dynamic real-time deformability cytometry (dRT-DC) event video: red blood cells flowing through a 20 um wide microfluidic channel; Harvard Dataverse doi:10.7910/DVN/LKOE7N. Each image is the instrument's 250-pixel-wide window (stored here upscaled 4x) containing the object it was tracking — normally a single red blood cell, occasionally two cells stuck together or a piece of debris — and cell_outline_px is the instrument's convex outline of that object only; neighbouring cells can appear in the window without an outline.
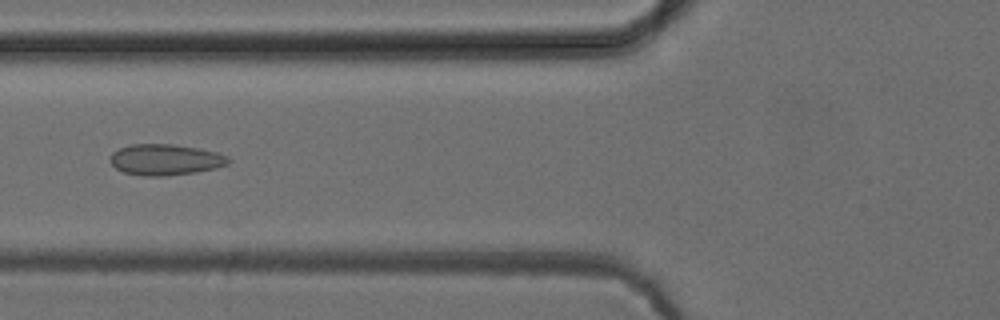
{"species": "common noctule bat (a hibernating species)", "species_latin": "Nyctalus noctula", "temperature_condition": "cold", "stored_images_in_passage": 28, "camera_frame_rate_fps": 3000, "um_per_image_px": 0.085, "animal": {"sex": "female", "body_mass_g": 24.6, "forearm_length_mm": 56.2}, "frame": {"image": 1, "passage_image": 20, "time_ms": 6.333, "image_size_px": [1000, 320], "cell_outline_px": [[232, 160], [228, 164], [216, 168], [196, 172], [164, 176], [144, 176], [124, 172], [116, 168], [108, 160], [112, 152], [128, 144], [172, 144], [196, 148], [216, 152], [228, 156]], "centroid_in_image_um": [14.04, 13.57], "position_along_channel_um": 111.8, "area_um2": 21.44}}
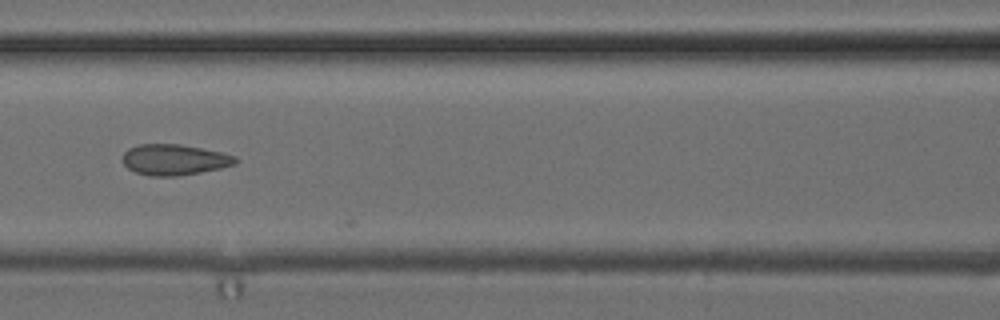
{"frame": {"image": 2, "passage_image": 23, "time_ms": 7.333, "image_size_px": [1000, 320], "cell_outline_px": [[240, 160], [236, 164], [220, 168], [200, 172], [176, 176], [148, 176], [136, 172], [128, 168], [124, 164], [124, 152], [128, 148], [140, 144], [180, 144], [220, 152], [236, 156]], "centroid_in_image_um": [14.83, 13.57], "position_along_channel_um": 151.8, "area_um2": 20.17}}
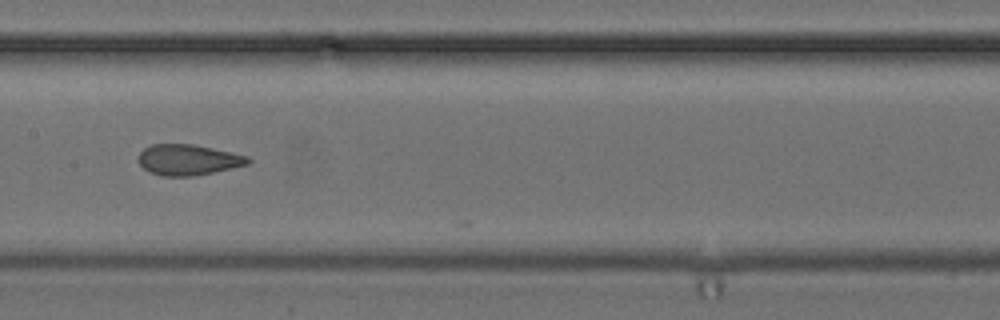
{"frame": {"image": 3, "passage_image": 26, "time_ms": 8.333, "image_size_px": [1000, 320], "cell_outline_px": [[252, 160], [248, 164], [232, 168], [192, 176], [160, 176], [148, 172], [140, 164], [140, 152], [144, 148], [152, 144], [192, 144], [232, 152], [248, 156]], "centroid_in_image_um": [16.0, 13.58], "position_along_channel_um": 191.4, "area_um2": 19.54}}